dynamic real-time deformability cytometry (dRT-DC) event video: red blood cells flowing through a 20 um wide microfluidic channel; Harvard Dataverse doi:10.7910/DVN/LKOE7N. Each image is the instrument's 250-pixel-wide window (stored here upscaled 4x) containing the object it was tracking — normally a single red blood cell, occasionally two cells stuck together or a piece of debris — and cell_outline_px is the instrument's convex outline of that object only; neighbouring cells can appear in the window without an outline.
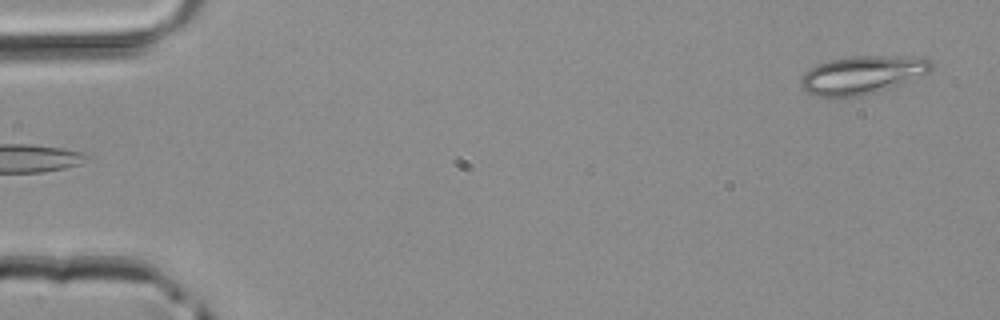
{"species": "common noctule bat (a hibernating species)", "species_latin": "Nyctalus noctula", "temperature_condition": "room temperature", "stored_images_in_passage": 5, "camera_frame_rate_fps": 3000, "um_per_image_px": 0.085, "animal": {"sex": "male", "body_mass_g": 20.4}, "frame": {"image": 1, "passage_image": 5, "time_ms": 1.333, "image_size_px": [1000, 320], "cell_outline_px": [[932, 68], [928, 72], [900, 84], [864, 96], [836, 100], [812, 96], [800, 88], [800, 80], [804, 72], [816, 64], [848, 56], [928, 56], [932, 64]], "centroid_in_image_um": [73.22, 6.4], "position_along_channel_um": 11.8, "area_um2": 29.94}}